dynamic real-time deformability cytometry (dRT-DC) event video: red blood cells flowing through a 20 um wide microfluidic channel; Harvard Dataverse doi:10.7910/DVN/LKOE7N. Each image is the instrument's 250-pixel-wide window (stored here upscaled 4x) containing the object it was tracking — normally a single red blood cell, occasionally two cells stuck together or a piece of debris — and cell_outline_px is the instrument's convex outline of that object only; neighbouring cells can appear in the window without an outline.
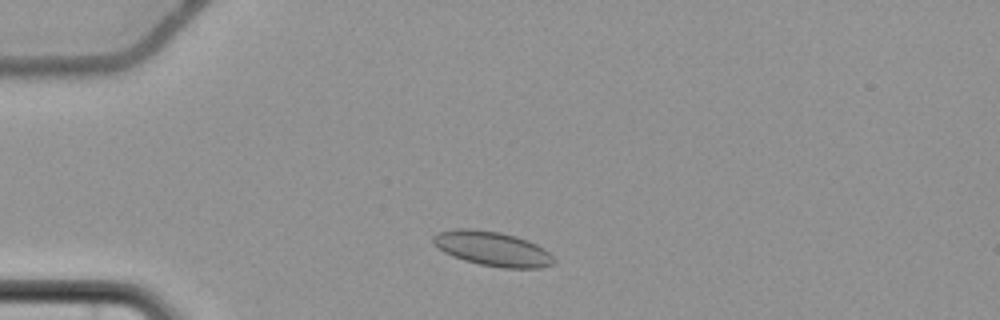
{"species": "common noctule bat (a hibernating species)", "species_latin": "Nyctalus noctula", "temperature_condition": "cold", "stored_images_in_passage": 44, "camera_frame_rate_fps": 3000, "um_per_image_px": 0.085, "animal": {"sex": "female", "body_mass_g": 22.7, "forearm_length_mm": 54.2}, "frame": {"image": 1, "passage_image": 2, "time_ms": 0.333, "image_size_px": [1000, 320], "cell_outline_px": [[556, 260], [552, 264], [540, 268], [500, 268], [480, 264], [464, 260], [452, 256], [444, 252], [432, 244], [432, 236], [440, 232], [456, 228], [468, 228], [500, 232], [516, 236], [528, 240], [544, 248]], "centroid_in_image_um": [41.84, 21.14], "position_along_channel_um": 43.2, "area_um2": 24.39}}
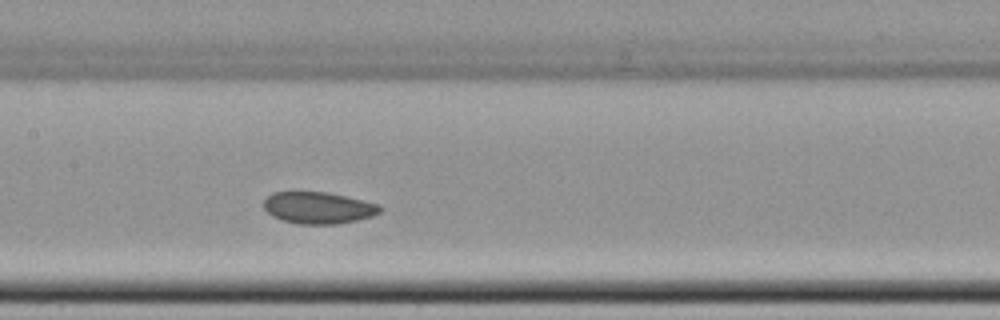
{"frame": {"image": 2, "passage_image": 16, "time_ms": 5.0, "image_size_px": [1000, 320], "cell_outline_px": [[384, 208], [380, 212], [372, 216], [356, 220], [336, 224], [300, 224], [284, 220], [272, 216], [264, 208], [264, 200], [272, 192], [292, 188], [328, 192], [380, 204]], "centroid_in_image_um": [27.02, 17.6], "position_along_channel_um": 180.4, "area_um2": 22.25}}
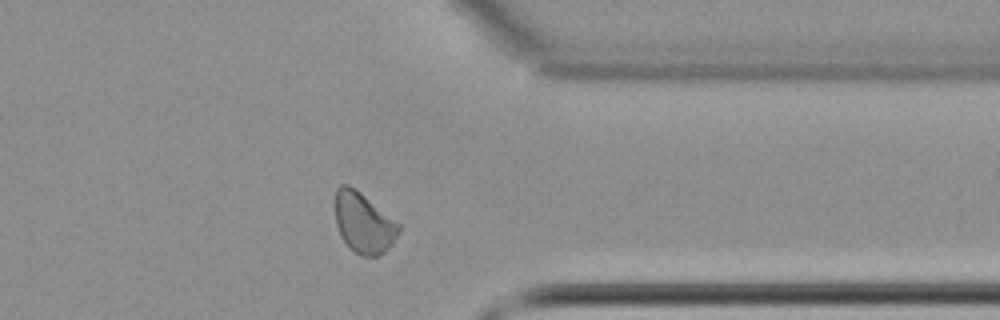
{"frame": {"image": 3, "passage_image": 33, "time_ms": 10.667, "image_size_px": [1000, 320], "cell_outline_px": [[400, 232], [392, 244], [384, 252], [376, 256], [360, 256], [348, 248], [340, 236], [336, 224], [332, 204], [336, 188], [340, 184], [348, 184], [356, 188], [400, 224]], "centroid_in_image_um": [30.84, 18.91], "position_along_channel_um": 380.6, "area_um2": 23.12}, "authors_computed_cell_mechanics": {"area_um2": 22.2819, "velocity_mm_per_s": 3.6367, "shape_relaxation_time_tau1_ms": null, "shape_relaxation_time_tau2_ms": 1.2712, "deformation_change_tau1": null, "deformation_change_tau2": 0.0383}}